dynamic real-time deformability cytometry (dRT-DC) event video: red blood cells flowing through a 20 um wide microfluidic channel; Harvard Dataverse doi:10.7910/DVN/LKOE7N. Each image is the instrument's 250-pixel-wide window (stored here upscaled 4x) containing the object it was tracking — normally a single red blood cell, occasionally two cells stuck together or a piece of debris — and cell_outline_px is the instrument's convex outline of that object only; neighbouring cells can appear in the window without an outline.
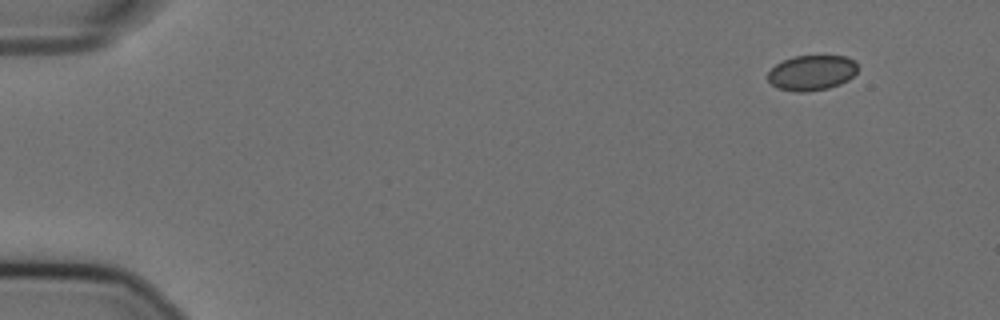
{"species": "Egyptian fruit bat (a non-hibernating species)", "species_latin": "Rousettus aegyptiacus", "temperature_condition": "cold", "stored_images_in_passage": 19, "camera_frame_rate_fps": 3000, "um_per_image_px": 0.085, "animal": {"sex": "female"}, "frame": {"image": 1, "passage_image": 1, "time_ms": 0.0, "image_size_px": [1000, 320], "cell_outline_px": [[856, 72], [848, 80], [840, 84], [828, 88], [804, 92], [796, 92], [776, 88], [768, 80], [768, 72], [776, 64], [792, 56], [848, 56], [856, 60]], "centroid_in_image_um": [68.99, 6.18], "position_along_channel_um": 16.0, "area_um2": 18.5}}
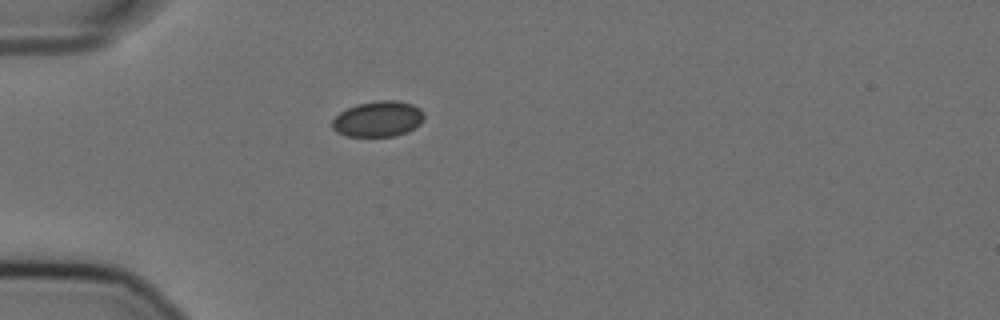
{"frame": {"image": 2, "passage_image": 13, "time_ms": 4.0, "image_size_px": [1000, 320], "cell_outline_px": [[424, 120], [420, 124], [396, 136], [344, 136], [336, 132], [332, 128], [332, 120], [340, 112], [356, 104], [380, 100], [396, 100], [412, 104], [420, 108], [424, 112]], "centroid_in_image_um": [32.13, 10.1], "position_along_channel_um": 52.9, "area_um2": 19.13}}
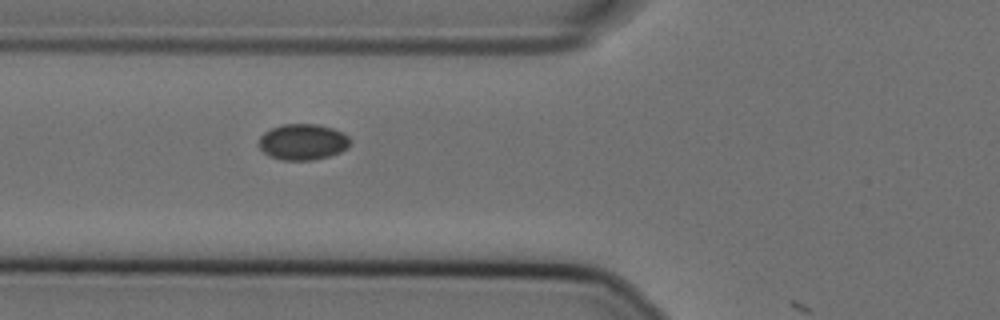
{"frame": {"image": 3, "passage_image": 18, "time_ms": 5.667, "image_size_px": [1000, 320], "cell_outline_px": [[348, 148], [340, 152], [328, 156], [312, 160], [280, 160], [268, 156], [260, 148], [260, 136], [264, 132], [272, 128], [284, 124], [316, 124], [332, 128], [348, 136]], "centroid_in_image_um": [25.71, 12.07], "position_along_channel_um": 100.1, "area_um2": 18.96}}